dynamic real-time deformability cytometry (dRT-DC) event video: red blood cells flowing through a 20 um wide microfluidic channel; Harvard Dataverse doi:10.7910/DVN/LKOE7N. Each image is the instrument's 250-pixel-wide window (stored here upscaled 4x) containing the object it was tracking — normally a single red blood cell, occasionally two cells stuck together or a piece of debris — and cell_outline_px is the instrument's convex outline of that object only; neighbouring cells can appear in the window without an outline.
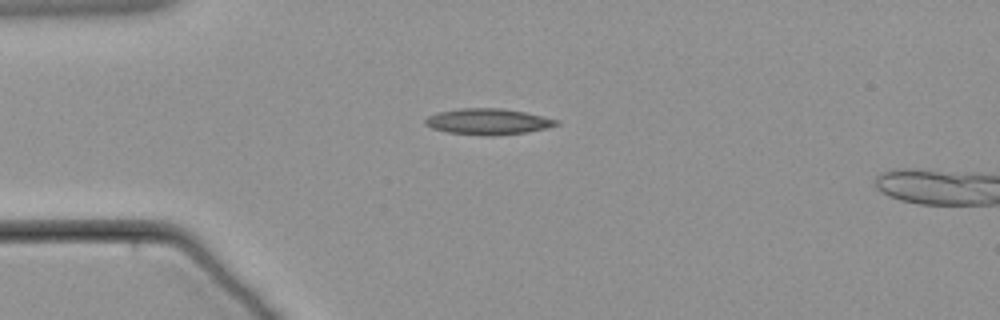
{"species": "common noctule bat (a hibernating species)", "species_latin": "Nyctalus noctula", "temperature_condition": "warm", "stored_images_in_passage": 5, "camera_frame_rate_fps": 3000, "um_per_image_px": 0.085, "animal": {"sex": "male", "body_mass_g": 21.5, "forearm_length_mm": 52.0}, "frame": {"image": 1, "passage_image": 1, "time_ms": 0.0, "image_size_px": [1000, 320], "cell_outline_px": [[560, 124], [528, 132], [492, 136], [488, 136], [448, 132], [432, 128], [424, 124], [424, 120], [428, 116], [440, 112], [460, 108], [500, 108], [524, 112], [560, 120]], "centroid_in_image_um": [41.48, 10.34], "position_along_channel_um": 43.5, "area_um2": 19.77}}